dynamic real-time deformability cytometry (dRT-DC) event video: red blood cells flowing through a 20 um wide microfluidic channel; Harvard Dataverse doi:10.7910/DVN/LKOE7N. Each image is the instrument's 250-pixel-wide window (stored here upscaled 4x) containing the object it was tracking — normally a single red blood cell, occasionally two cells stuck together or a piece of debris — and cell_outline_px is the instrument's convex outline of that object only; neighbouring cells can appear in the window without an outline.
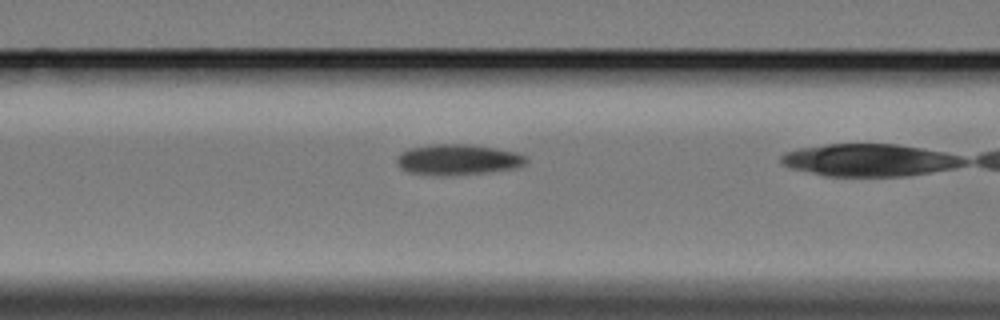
{"species": "Egyptian fruit bat (a non-hibernating species)", "species_latin": "Rousettus aegyptiacus", "temperature_condition": "cold", "stored_images_in_passage": 5, "segment_of_instrument_passage": [2, 2], "camera_frame_rate_fps": 3000, "um_per_image_px": 0.085, "animal": {"sex": "female"}, "frame": {"image": 1, "passage_image": 5, "time_ms": 4.667, "image_size_px": [1000, 320], "cell_outline_px": [[528, 160], [524, 164], [516, 168], [488, 172], [448, 176], [436, 176], [408, 172], [400, 168], [396, 164], [396, 156], [400, 152], [408, 148], [428, 144], [468, 144], [496, 148], [520, 152], [528, 156]], "centroid_in_image_um": [38.9, 13.56], "position_along_channel_um": 127.7, "area_um2": 23.76}}